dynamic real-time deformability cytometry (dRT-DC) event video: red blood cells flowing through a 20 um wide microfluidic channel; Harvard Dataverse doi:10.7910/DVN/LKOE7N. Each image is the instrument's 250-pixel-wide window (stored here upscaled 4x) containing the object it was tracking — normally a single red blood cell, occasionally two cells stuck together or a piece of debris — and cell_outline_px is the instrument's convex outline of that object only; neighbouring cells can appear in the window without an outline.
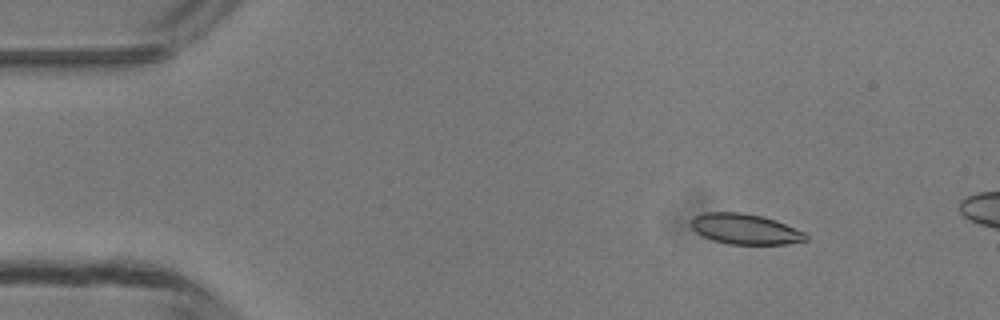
{"species": "common noctule bat (a hibernating species)", "species_latin": "Nyctalus noctula", "temperature_condition": "room temperature", "stored_images_in_passage": 12, "camera_frame_rate_fps": 3000, "um_per_image_px": 0.085, "animal": {"sex": "male", "body_mass_g": 13.3}, "frame": {"image": 1, "passage_image": 6, "time_ms": 1.667, "image_size_px": [1000, 320], "cell_outline_px": [[808, 240], [788, 244], [728, 244], [712, 240], [696, 232], [688, 224], [692, 216], [704, 212], [744, 212], [764, 216], [776, 220], [804, 232], [808, 236]], "centroid_in_image_um": [63.3, 19.45], "position_along_channel_um": 21.7, "area_um2": 20.69}}